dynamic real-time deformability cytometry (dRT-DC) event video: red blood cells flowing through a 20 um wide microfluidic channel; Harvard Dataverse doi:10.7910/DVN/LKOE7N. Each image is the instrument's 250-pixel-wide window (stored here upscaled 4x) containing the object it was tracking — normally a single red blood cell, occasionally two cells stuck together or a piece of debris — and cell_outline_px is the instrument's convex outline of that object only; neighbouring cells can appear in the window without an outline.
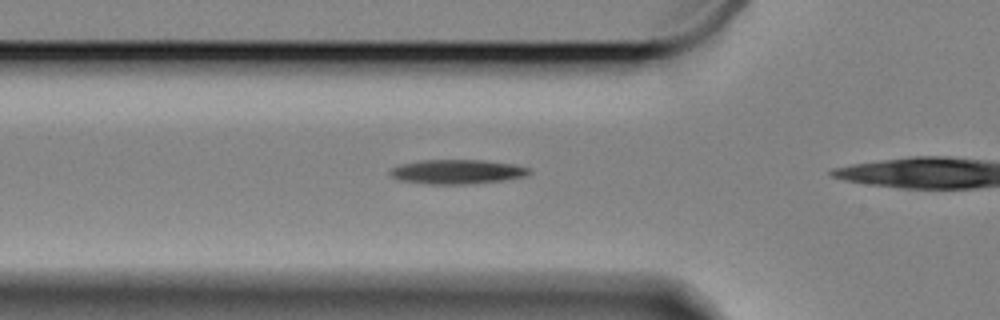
{"species": "Egyptian fruit bat (a non-hibernating species)", "species_latin": "Rousettus aegyptiacus", "temperature_condition": "cold", "stored_images_in_passage": 31, "camera_frame_rate_fps": 3000, "um_per_image_px": 0.085, "animal": {"sex": "female"}, "frame": {"image": 1, "passage_image": 3, "time_ms": 0.667, "image_size_px": [1000, 320], "cell_outline_px": [[532, 172], [528, 176], [504, 180], [476, 184], [424, 184], [400, 180], [392, 176], [388, 172], [392, 168], [400, 164], [420, 160], [484, 160], [512, 164], [528, 168]], "centroid_in_image_um": [38.87, 14.6], "position_along_channel_um": 86.9, "area_um2": 19.94}}
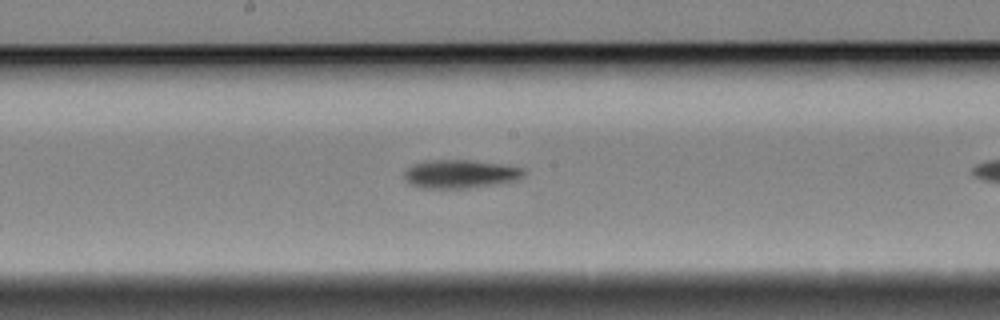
{"frame": {"image": 2, "passage_image": 14, "time_ms": 4.333, "image_size_px": [1000, 320], "cell_outline_px": [[524, 176], [520, 180], [464, 188], [424, 188], [412, 184], [404, 176], [404, 172], [412, 164], [424, 160], [468, 160], [500, 164], [524, 168]], "centroid_in_image_um": [39.13, 14.77], "position_along_channel_um": 209.1, "area_um2": 19.59}}
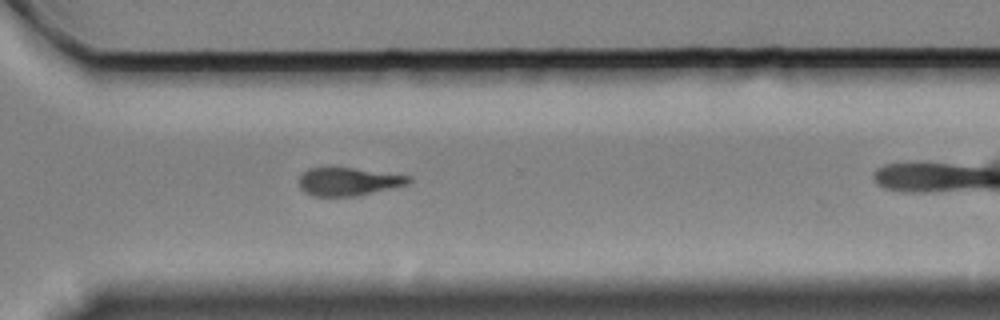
{"frame": {"image": 3, "passage_image": 26, "time_ms": 8.333, "image_size_px": [1000, 320], "cell_outline_px": [[412, 180], [408, 184], [392, 188], [356, 196], [312, 196], [304, 192], [300, 188], [300, 176], [308, 168], [352, 168], [412, 176]], "centroid_in_image_um": [29.62, 15.44], "position_along_channel_um": 341.0, "area_um2": 17.8}}